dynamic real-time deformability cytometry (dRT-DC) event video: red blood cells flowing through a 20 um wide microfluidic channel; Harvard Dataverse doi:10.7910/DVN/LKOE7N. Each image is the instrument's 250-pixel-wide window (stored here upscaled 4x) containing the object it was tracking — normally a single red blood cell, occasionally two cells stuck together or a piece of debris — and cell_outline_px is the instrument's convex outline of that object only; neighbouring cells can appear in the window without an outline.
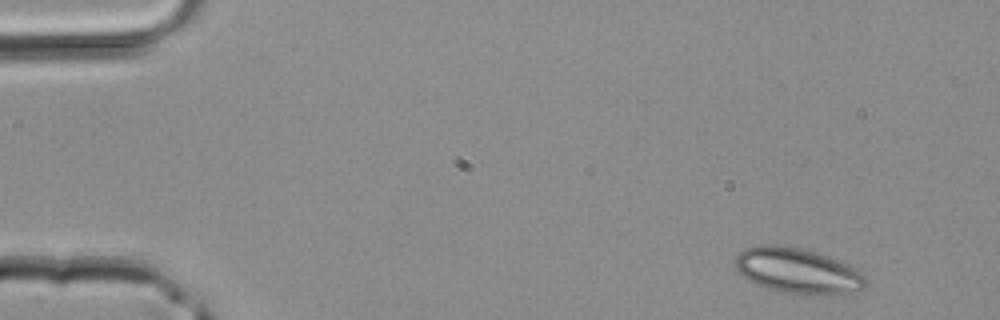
{"species": "common noctule bat (a hibernating species)", "species_latin": "Nyctalus noctula", "temperature_condition": "room temperature", "stored_images_in_passage": 40, "segment_of_instrument_passage": [1, 2], "camera_frame_rate_fps": 3000, "um_per_image_px": 0.085, "animal": {"sex": "male", "body_mass_g": 20.4}, "frame": {"image": 1, "passage_image": 1, "time_ms": 0.0, "image_size_px": [1000, 320], "cell_outline_px": [[868, 284], [864, 288], [844, 296], [828, 296], [784, 292], [768, 288], [748, 280], [736, 268], [736, 256], [744, 248], [764, 244], [768, 244], [796, 248], [812, 252], [836, 260], [852, 268], [864, 276], [868, 280]], "centroid_in_image_um": [67.83, 23.06], "position_along_channel_um": 17.2, "area_um2": 34.1}}
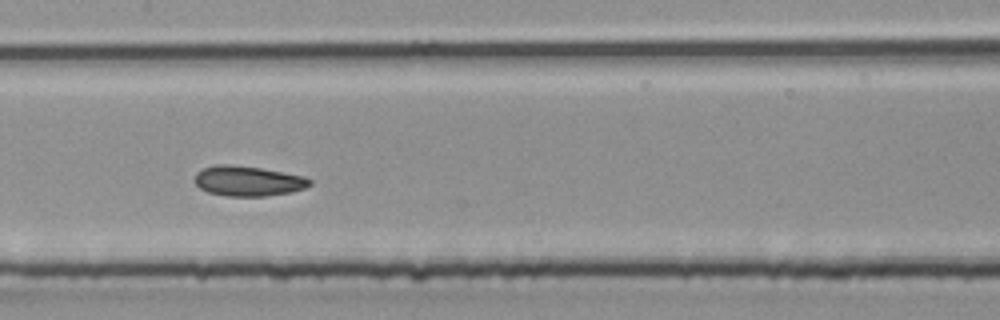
{"frame": {"image": 2, "passage_image": 18, "time_ms": 5.667, "image_size_px": [1000, 320], "cell_outline_px": [[312, 184], [304, 188], [292, 192], [264, 196], [224, 196], [208, 192], [200, 188], [192, 180], [196, 172], [200, 168], [220, 164], [228, 164], [260, 168], [284, 172], [304, 176], [312, 180]], "centroid_in_image_um": [21.05, 15.38], "position_along_channel_um": 186.4, "area_um2": 20.4}}
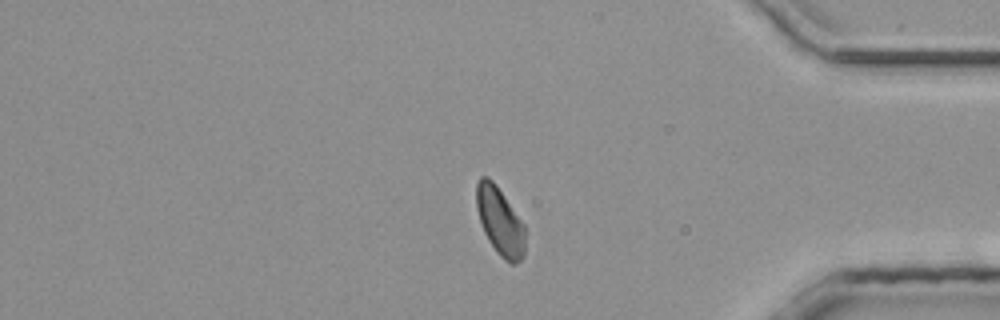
{"frame": {"image": 3, "passage_image": 32, "time_ms": 10.333, "image_size_px": [1000, 320], "cell_outline_px": [[524, 256], [516, 264], [512, 264], [504, 260], [496, 252], [488, 240], [484, 232], [476, 208], [476, 184], [480, 176], [488, 176], [496, 184], [524, 224]], "centroid_in_image_um": [42.48, 18.8], "position_along_channel_um": 392.7, "area_um2": 19.31}}